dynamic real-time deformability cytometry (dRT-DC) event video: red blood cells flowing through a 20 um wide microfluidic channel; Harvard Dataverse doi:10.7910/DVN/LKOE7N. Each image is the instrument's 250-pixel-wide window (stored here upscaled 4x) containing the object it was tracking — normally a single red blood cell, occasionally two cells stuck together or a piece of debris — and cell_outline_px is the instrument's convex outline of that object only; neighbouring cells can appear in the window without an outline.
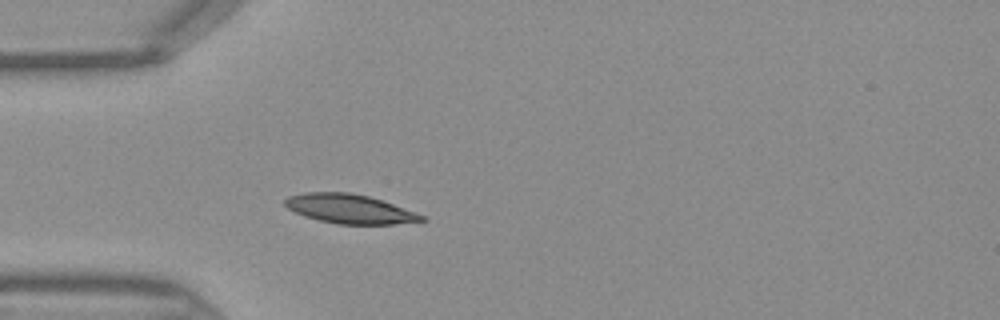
{"species": "Egyptian fruit bat (a non-hibernating species)", "species_latin": "Rousettus aegyptiacus", "temperature_condition": "warm", "stored_images_in_passage": 33, "camera_frame_rate_fps": 3000, "um_per_image_px": 0.085, "frame": {"image": 1, "passage_image": 1, "time_ms": 0.0, "image_size_px": [1000, 320], "cell_outline_px": [[428, 220], [392, 224], [336, 224], [304, 216], [288, 208], [284, 204], [284, 200], [288, 196], [304, 192], [348, 192], [368, 196], [384, 200], [424, 216]], "centroid_in_image_um": [29.7, 17.75], "position_along_channel_um": 55.3, "area_um2": 23.18}}
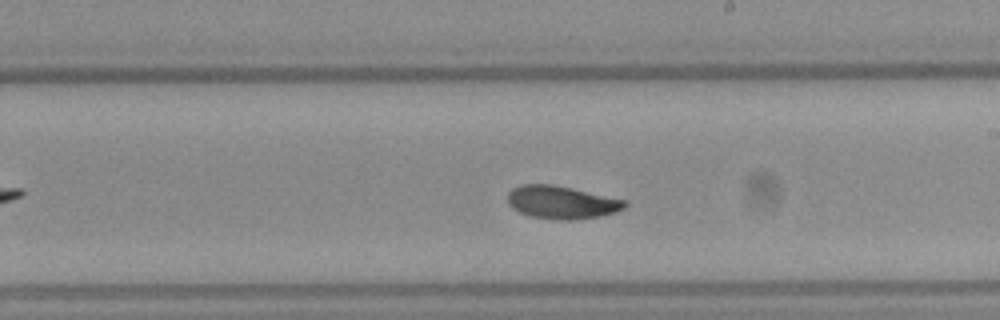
{"frame": {"image": 2, "passage_image": 14, "time_ms": 4.333, "image_size_px": [1000, 320], "cell_outline_px": [[628, 204], [624, 208], [616, 212], [600, 216], [572, 220], [560, 220], [532, 216], [520, 212], [512, 208], [508, 204], [508, 192], [512, 188], [520, 184], [552, 184], [572, 188], [628, 200]], "centroid_in_image_um": [47.75, 17.19], "position_along_channel_um": 241.2, "area_um2": 22.6}}
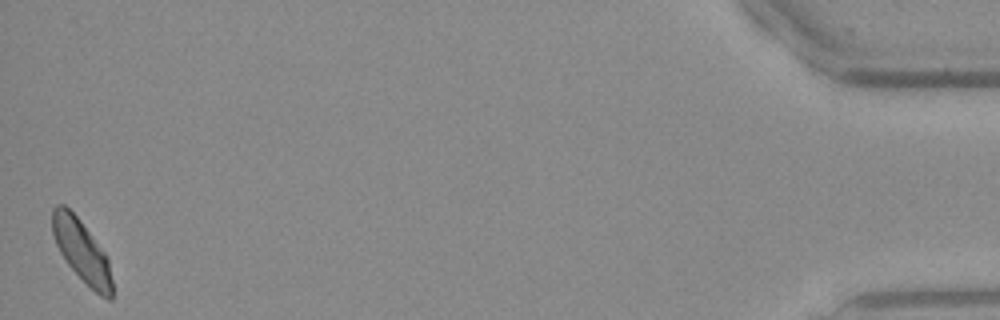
{"frame": {"image": 3, "passage_image": 33, "time_ms": 10.667, "image_size_px": [1000, 320], "cell_outline_px": [[112, 300], [108, 300], [100, 296], [68, 264], [60, 252], [56, 244], [52, 232], [52, 208], [56, 204], [64, 204], [80, 220], [104, 252], [108, 260], [112, 280]], "centroid_in_image_um": [6.93, 21.31], "position_along_channel_um": 428.3, "area_um2": 21.21}}